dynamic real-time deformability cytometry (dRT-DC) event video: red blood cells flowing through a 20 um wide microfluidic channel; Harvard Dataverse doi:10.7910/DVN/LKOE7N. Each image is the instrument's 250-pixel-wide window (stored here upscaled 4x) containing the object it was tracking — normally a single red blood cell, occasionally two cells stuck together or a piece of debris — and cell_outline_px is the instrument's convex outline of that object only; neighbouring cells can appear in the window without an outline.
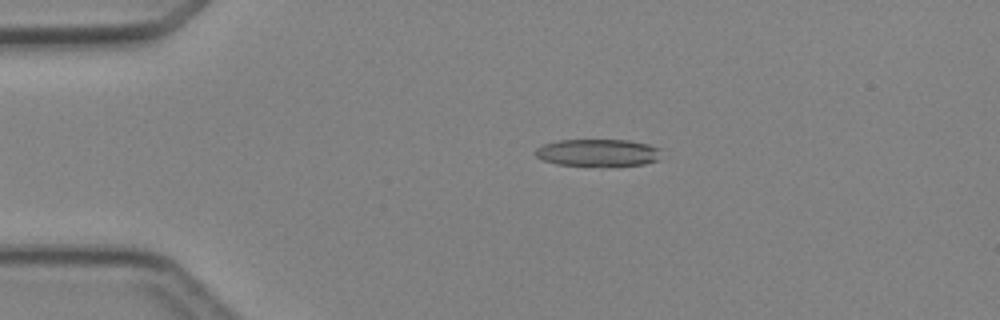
{"species": "Egyptian fruit bat (a non-hibernating species)", "species_latin": "Rousettus aegyptiacus", "temperature_condition": "cold", "stored_images_in_passage": 4, "camera_frame_rate_fps": 3000, "um_per_image_px": 0.085, "animal": {"sex": "female"}, "frame": {"image": 1, "passage_image": 3, "time_ms": 2.333, "image_size_px": [1000, 320], "cell_outline_px": [[660, 148], [656, 160], [644, 164], [556, 164], [544, 160], [536, 156], [536, 148], [544, 144], [560, 140], [628, 140], [648, 144]], "centroid_in_image_um": [50.79, 12.94], "position_along_channel_um": 34.2, "area_um2": 19.13}}